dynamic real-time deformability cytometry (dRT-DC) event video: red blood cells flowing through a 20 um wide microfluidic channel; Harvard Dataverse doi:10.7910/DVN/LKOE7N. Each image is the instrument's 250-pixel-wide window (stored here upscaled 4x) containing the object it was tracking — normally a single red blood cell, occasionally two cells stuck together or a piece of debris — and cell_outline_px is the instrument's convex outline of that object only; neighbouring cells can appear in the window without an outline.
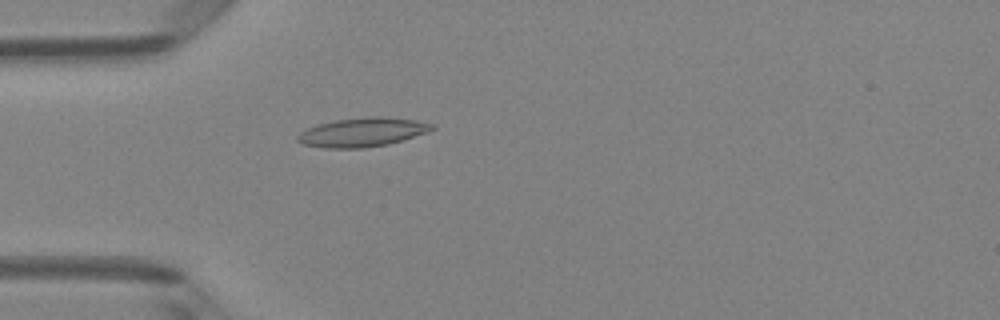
{"species": "Egyptian fruit bat (a non-hibernating species)", "species_latin": "Rousettus aegyptiacus", "temperature_condition": "room temperature", "stored_images_in_passage": 5, "camera_frame_rate_fps": 3000, "um_per_image_px": 0.085, "animal": {"sex": "female"}, "frame": {"image": 1, "passage_image": 5, "time_ms": 1.333, "image_size_px": [1000, 320], "cell_outline_px": [[436, 128], [428, 132], [388, 144], [364, 148], [324, 148], [304, 144], [296, 140], [296, 136], [300, 132], [316, 124], [336, 120], [368, 116], [380, 116], [416, 120], [436, 124]], "centroid_in_image_um": [30.82, 11.23], "position_along_channel_um": 54.2, "area_um2": 22.83}}